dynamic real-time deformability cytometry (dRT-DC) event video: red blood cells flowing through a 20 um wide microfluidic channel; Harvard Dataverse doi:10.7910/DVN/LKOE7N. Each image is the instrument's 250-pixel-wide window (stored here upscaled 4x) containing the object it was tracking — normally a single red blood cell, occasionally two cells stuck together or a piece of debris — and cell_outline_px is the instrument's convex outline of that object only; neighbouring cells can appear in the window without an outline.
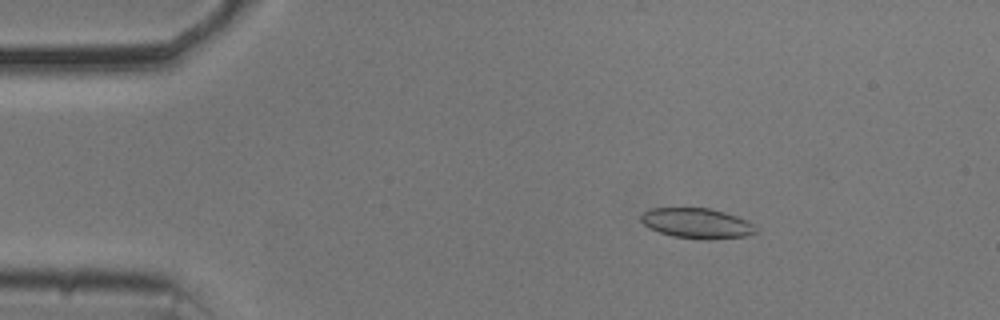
{"species": "common noctule bat (a hibernating species)", "species_latin": "Nyctalus noctula", "temperature_condition": "cold", "stored_images_in_passage": 55, "camera_frame_rate_fps": 3000, "um_per_image_px": 0.085, "animal": {"sex": "male", "body_mass_g": 20.5, "forearm_length_mm": 52.5}, "frame": {"image": 1, "passage_image": 9, "time_ms": 2.667, "image_size_px": [1000, 320], "cell_outline_px": [[756, 232], [744, 236], [712, 240], [708, 240], [672, 236], [660, 232], [644, 224], [640, 220], [640, 216], [644, 212], [652, 208], [708, 208], [724, 212], [748, 220], [756, 228]], "centroid_in_image_um": [59.24, 18.98], "position_along_channel_um": 25.8, "area_um2": 20.06}}
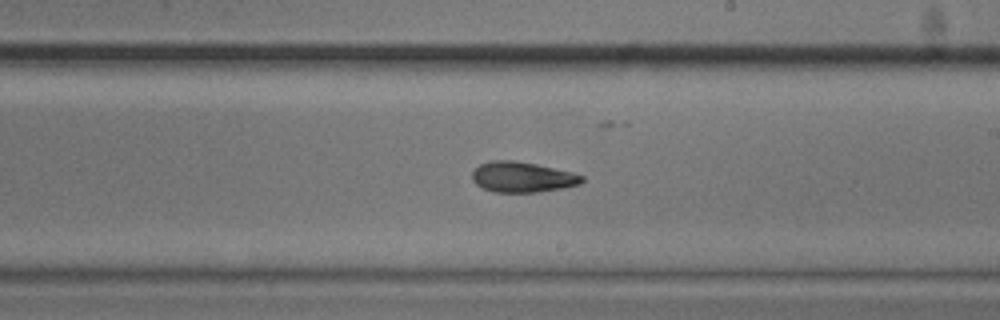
{"frame": {"image": 2, "passage_image": 32, "time_ms": 10.333, "image_size_px": [1000, 320], "cell_outline_px": [[584, 180], [580, 184], [564, 188], [540, 192], [492, 192], [476, 184], [472, 180], [472, 172], [480, 164], [492, 160], [512, 160], [536, 164], [572, 172], [584, 176]], "centroid_in_image_um": [44.41, 15.05], "position_along_channel_um": 244.6, "area_um2": 19.54}}
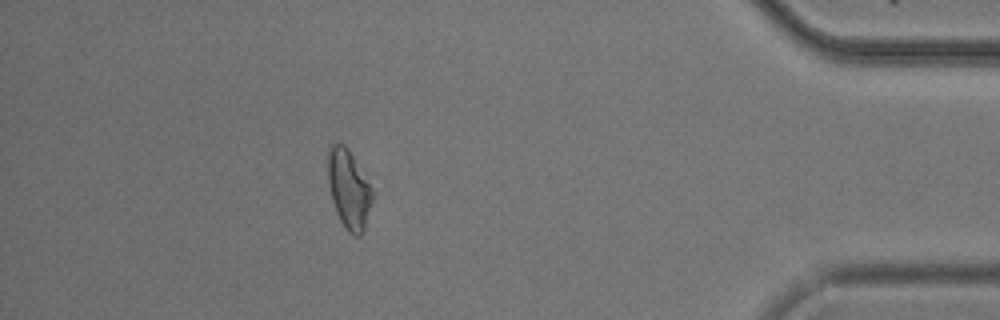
{"frame": {"image": 3, "passage_image": 49, "time_ms": 16.0, "image_size_px": [1000, 320], "cell_outline_px": [[376, 192], [364, 232], [360, 236], [356, 236], [348, 232], [340, 220], [336, 212], [332, 200], [328, 184], [328, 148], [332, 144], [344, 144], [348, 148]], "centroid_in_image_um": [29.69, 16.1], "position_along_channel_um": 405.5, "area_um2": 20.98}, "authors_computed_cell_mechanics": {"area_um2": 20.1722, "velocity_mm_per_s": 3.673, "shape_relaxation_time_tau1_ms": null, "shape_relaxation_time_tau2_ms": 5.5782, "deformation_change_tau1": null, "deformation_change_tau2": 0.1247}}